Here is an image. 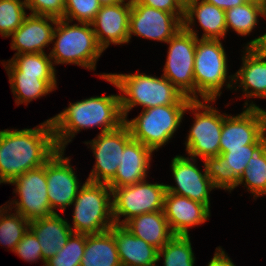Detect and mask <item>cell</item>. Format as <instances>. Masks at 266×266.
<instances>
[{
    "label": "cell",
    "instance_id": "6da1fadb",
    "mask_svg": "<svg viewBox=\"0 0 266 266\" xmlns=\"http://www.w3.org/2000/svg\"><path fill=\"white\" fill-rule=\"evenodd\" d=\"M50 119L34 128L0 131V185L43 166L56 152Z\"/></svg>",
    "mask_w": 266,
    "mask_h": 266
},
{
    "label": "cell",
    "instance_id": "7a4b0ae2",
    "mask_svg": "<svg viewBox=\"0 0 266 266\" xmlns=\"http://www.w3.org/2000/svg\"><path fill=\"white\" fill-rule=\"evenodd\" d=\"M120 94L92 96L69 103V106L56 114L50 121L57 148L65 150L66 145L82 129L100 128L101 133L119 128L124 124Z\"/></svg>",
    "mask_w": 266,
    "mask_h": 266
},
{
    "label": "cell",
    "instance_id": "3957f363",
    "mask_svg": "<svg viewBox=\"0 0 266 266\" xmlns=\"http://www.w3.org/2000/svg\"><path fill=\"white\" fill-rule=\"evenodd\" d=\"M98 76L120 91L124 119H127L128 113L135 106L148 109L164 105H188L192 101L163 75L156 77L137 72L135 74L103 73Z\"/></svg>",
    "mask_w": 266,
    "mask_h": 266
},
{
    "label": "cell",
    "instance_id": "277c9868",
    "mask_svg": "<svg viewBox=\"0 0 266 266\" xmlns=\"http://www.w3.org/2000/svg\"><path fill=\"white\" fill-rule=\"evenodd\" d=\"M53 48L49 56L53 65L74 64L95 71L104 50L99 46L92 24L57 19Z\"/></svg>",
    "mask_w": 266,
    "mask_h": 266
},
{
    "label": "cell",
    "instance_id": "5b68a950",
    "mask_svg": "<svg viewBox=\"0 0 266 266\" xmlns=\"http://www.w3.org/2000/svg\"><path fill=\"white\" fill-rule=\"evenodd\" d=\"M227 60L220 39L197 38L194 59L195 100L216 101L224 85L230 91L233 89L234 75L228 74Z\"/></svg>",
    "mask_w": 266,
    "mask_h": 266
},
{
    "label": "cell",
    "instance_id": "8992f818",
    "mask_svg": "<svg viewBox=\"0 0 266 266\" xmlns=\"http://www.w3.org/2000/svg\"><path fill=\"white\" fill-rule=\"evenodd\" d=\"M71 205L74 206L73 226L69 225L73 233L100 234L109 231L115 224L112 190L105 183L85 180Z\"/></svg>",
    "mask_w": 266,
    "mask_h": 266
},
{
    "label": "cell",
    "instance_id": "52a82bcc",
    "mask_svg": "<svg viewBox=\"0 0 266 266\" xmlns=\"http://www.w3.org/2000/svg\"><path fill=\"white\" fill-rule=\"evenodd\" d=\"M188 105H164L142 109L141 113L124 120L132 139L140 141L154 152L171 140L181 126Z\"/></svg>",
    "mask_w": 266,
    "mask_h": 266
},
{
    "label": "cell",
    "instance_id": "ba28073f",
    "mask_svg": "<svg viewBox=\"0 0 266 266\" xmlns=\"http://www.w3.org/2000/svg\"><path fill=\"white\" fill-rule=\"evenodd\" d=\"M212 102L215 100H192L186 108L195 117L185 141V150L190 158L204 160L220 155L223 113L213 107Z\"/></svg>",
    "mask_w": 266,
    "mask_h": 266
},
{
    "label": "cell",
    "instance_id": "9c48e42d",
    "mask_svg": "<svg viewBox=\"0 0 266 266\" xmlns=\"http://www.w3.org/2000/svg\"><path fill=\"white\" fill-rule=\"evenodd\" d=\"M111 190L115 224L123 225L134 216L163 210L166 184H153L145 179L134 185ZM121 217L124 219L121 220Z\"/></svg>",
    "mask_w": 266,
    "mask_h": 266
},
{
    "label": "cell",
    "instance_id": "30bf717a",
    "mask_svg": "<svg viewBox=\"0 0 266 266\" xmlns=\"http://www.w3.org/2000/svg\"><path fill=\"white\" fill-rule=\"evenodd\" d=\"M197 37L181 28L169 45L163 68L166 77L184 96L195 100L194 59Z\"/></svg>",
    "mask_w": 266,
    "mask_h": 266
},
{
    "label": "cell",
    "instance_id": "8fae6325",
    "mask_svg": "<svg viewBox=\"0 0 266 266\" xmlns=\"http://www.w3.org/2000/svg\"><path fill=\"white\" fill-rule=\"evenodd\" d=\"M10 184L15 186L13 193H16V197L19 198L5 202L11 210L15 208V212L29 221L54 214L48 201L46 163L18 176Z\"/></svg>",
    "mask_w": 266,
    "mask_h": 266
},
{
    "label": "cell",
    "instance_id": "7c38bea8",
    "mask_svg": "<svg viewBox=\"0 0 266 266\" xmlns=\"http://www.w3.org/2000/svg\"><path fill=\"white\" fill-rule=\"evenodd\" d=\"M131 139L130 130L124 123L115 130L100 132L91 141H85L95 156V164L86 180L108 184L115 177L124 147Z\"/></svg>",
    "mask_w": 266,
    "mask_h": 266
},
{
    "label": "cell",
    "instance_id": "4fadbf2b",
    "mask_svg": "<svg viewBox=\"0 0 266 266\" xmlns=\"http://www.w3.org/2000/svg\"><path fill=\"white\" fill-rule=\"evenodd\" d=\"M242 110L236 116L223 113L220 154L227 149L260 144L266 138V110L260 107H243Z\"/></svg>",
    "mask_w": 266,
    "mask_h": 266
},
{
    "label": "cell",
    "instance_id": "5bb4252c",
    "mask_svg": "<svg viewBox=\"0 0 266 266\" xmlns=\"http://www.w3.org/2000/svg\"><path fill=\"white\" fill-rule=\"evenodd\" d=\"M184 16H175L137 1H131L129 42L131 37L167 43L181 28Z\"/></svg>",
    "mask_w": 266,
    "mask_h": 266
},
{
    "label": "cell",
    "instance_id": "9a60e30c",
    "mask_svg": "<svg viewBox=\"0 0 266 266\" xmlns=\"http://www.w3.org/2000/svg\"><path fill=\"white\" fill-rule=\"evenodd\" d=\"M65 150L57 152L46 162L47 194L50 208L65 212L77 196L81 183L70 164L71 157H65ZM57 208V209H56Z\"/></svg>",
    "mask_w": 266,
    "mask_h": 266
},
{
    "label": "cell",
    "instance_id": "2e32d148",
    "mask_svg": "<svg viewBox=\"0 0 266 266\" xmlns=\"http://www.w3.org/2000/svg\"><path fill=\"white\" fill-rule=\"evenodd\" d=\"M197 159L176 155L171 160V172L174 185L166 184V192L185 196L193 201L206 205L210 209V192L216 189L205 167L202 170L196 165Z\"/></svg>",
    "mask_w": 266,
    "mask_h": 266
},
{
    "label": "cell",
    "instance_id": "e0dca14e",
    "mask_svg": "<svg viewBox=\"0 0 266 266\" xmlns=\"http://www.w3.org/2000/svg\"><path fill=\"white\" fill-rule=\"evenodd\" d=\"M131 0L100 6L91 23L99 46L105 51L109 45L129 43Z\"/></svg>",
    "mask_w": 266,
    "mask_h": 266
},
{
    "label": "cell",
    "instance_id": "ac0fdd59",
    "mask_svg": "<svg viewBox=\"0 0 266 266\" xmlns=\"http://www.w3.org/2000/svg\"><path fill=\"white\" fill-rule=\"evenodd\" d=\"M241 52L242 66L234 73L233 89L237 91L241 88L242 97L247 98L244 108L259 107L253 101L250 103L249 99L266 98V53L256 47H245Z\"/></svg>",
    "mask_w": 266,
    "mask_h": 266
},
{
    "label": "cell",
    "instance_id": "d6986e66",
    "mask_svg": "<svg viewBox=\"0 0 266 266\" xmlns=\"http://www.w3.org/2000/svg\"><path fill=\"white\" fill-rule=\"evenodd\" d=\"M57 19L54 17L29 14L10 36L11 50L22 53H46L45 47L52 44Z\"/></svg>",
    "mask_w": 266,
    "mask_h": 266
},
{
    "label": "cell",
    "instance_id": "ffe728a7",
    "mask_svg": "<svg viewBox=\"0 0 266 266\" xmlns=\"http://www.w3.org/2000/svg\"><path fill=\"white\" fill-rule=\"evenodd\" d=\"M210 211L206 205L185 196L165 193L163 212L174 235H189V228L209 220Z\"/></svg>",
    "mask_w": 266,
    "mask_h": 266
},
{
    "label": "cell",
    "instance_id": "44dd1931",
    "mask_svg": "<svg viewBox=\"0 0 266 266\" xmlns=\"http://www.w3.org/2000/svg\"><path fill=\"white\" fill-rule=\"evenodd\" d=\"M203 30L200 39H224L227 34L225 11L203 0H185L183 28L199 38L196 20Z\"/></svg>",
    "mask_w": 266,
    "mask_h": 266
},
{
    "label": "cell",
    "instance_id": "7402d4cb",
    "mask_svg": "<svg viewBox=\"0 0 266 266\" xmlns=\"http://www.w3.org/2000/svg\"><path fill=\"white\" fill-rule=\"evenodd\" d=\"M153 152L140 141L131 139L124 147L115 177L107 185L121 188L147 179Z\"/></svg>",
    "mask_w": 266,
    "mask_h": 266
},
{
    "label": "cell",
    "instance_id": "603a6c76",
    "mask_svg": "<svg viewBox=\"0 0 266 266\" xmlns=\"http://www.w3.org/2000/svg\"><path fill=\"white\" fill-rule=\"evenodd\" d=\"M11 92L17 105L32 102L57 89L56 75H31L20 72L9 60L3 61Z\"/></svg>",
    "mask_w": 266,
    "mask_h": 266
},
{
    "label": "cell",
    "instance_id": "cb8c5ba5",
    "mask_svg": "<svg viewBox=\"0 0 266 266\" xmlns=\"http://www.w3.org/2000/svg\"><path fill=\"white\" fill-rule=\"evenodd\" d=\"M29 229L40 243L45 262L66 245L73 233L69 222L59 213L30 221Z\"/></svg>",
    "mask_w": 266,
    "mask_h": 266
},
{
    "label": "cell",
    "instance_id": "d4e9b609",
    "mask_svg": "<svg viewBox=\"0 0 266 266\" xmlns=\"http://www.w3.org/2000/svg\"><path fill=\"white\" fill-rule=\"evenodd\" d=\"M122 266H157L158 249L132 235L123 225L111 228Z\"/></svg>",
    "mask_w": 266,
    "mask_h": 266
},
{
    "label": "cell",
    "instance_id": "484cf974",
    "mask_svg": "<svg viewBox=\"0 0 266 266\" xmlns=\"http://www.w3.org/2000/svg\"><path fill=\"white\" fill-rule=\"evenodd\" d=\"M134 236L158 250L173 236L163 210L134 216L123 224Z\"/></svg>",
    "mask_w": 266,
    "mask_h": 266
},
{
    "label": "cell",
    "instance_id": "4316f807",
    "mask_svg": "<svg viewBox=\"0 0 266 266\" xmlns=\"http://www.w3.org/2000/svg\"><path fill=\"white\" fill-rule=\"evenodd\" d=\"M80 266H122L111 229L104 233L87 235Z\"/></svg>",
    "mask_w": 266,
    "mask_h": 266
},
{
    "label": "cell",
    "instance_id": "83f0119b",
    "mask_svg": "<svg viewBox=\"0 0 266 266\" xmlns=\"http://www.w3.org/2000/svg\"><path fill=\"white\" fill-rule=\"evenodd\" d=\"M239 185H243L254 200L266 195V138L253 150L247 167L239 178Z\"/></svg>",
    "mask_w": 266,
    "mask_h": 266
},
{
    "label": "cell",
    "instance_id": "f1b7e54d",
    "mask_svg": "<svg viewBox=\"0 0 266 266\" xmlns=\"http://www.w3.org/2000/svg\"><path fill=\"white\" fill-rule=\"evenodd\" d=\"M262 2H245L225 11L227 32L233 29L238 35H250L258 26L259 18H264Z\"/></svg>",
    "mask_w": 266,
    "mask_h": 266
},
{
    "label": "cell",
    "instance_id": "f546056e",
    "mask_svg": "<svg viewBox=\"0 0 266 266\" xmlns=\"http://www.w3.org/2000/svg\"><path fill=\"white\" fill-rule=\"evenodd\" d=\"M10 211L12 210L5 204L0 206V245L10 248L13 252L29 230L30 221L21 214Z\"/></svg>",
    "mask_w": 266,
    "mask_h": 266
},
{
    "label": "cell",
    "instance_id": "4dcf8cb0",
    "mask_svg": "<svg viewBox=\"0 0 266 266\" xmlns=\"http://www.w3.org/2000/svg\"><path fill=\"white\" fill-rule=\"evenodd\" d=\"M192 249L189 235H174L158 250V262L163 257V266H194L196 257Z\"/></svg>",
    "mask_w": 266,
    "mask_h": 266
},
{
    "label": "cell",
    "instance_id": "1f68e13d",
    "mask_svg": "<svg viewBox=\"0 0 266 266\" xmlns=\"http://www.w3.org/2000/svg\"><path fill=\"white\" fill-rule=\"evenodd\" d=\"M86 234L72 233L64 247L46 261L45 266H80L84 256Z\"/></svg>",
    "mask_w": 266,
    "mask_h": 266
},
{
    "label": "cell",
    "instance_id": "d6a6232c",
    "mask_svg": "<svg viewBox=\"0 0 266 266\" xmlns=\"http://www.w3.org/2000/svg\"><path fill=\"white\" fill-rule=\"evenodd\" d=\"M24 0H0V34L3 38L10 35L23 23L26 16Z\"/></svg>",
    "mask_w": 266,
    "mask_h": 266
},
{
    "label": "cell",
    "instance_id": "836d02e7",
    "mask_svg": "<svg viewBox=\"0 0 266 266\" xmlns=\"http://www.w3.org/2000/svg\"><path fill=\"white\" fill-rule=\"evenodd\" d=\"M9 61L20 71L31 75H56L52 59L46 53H22Z\"/></svg>",
    "mask_w": 266,
    "mask_h": 266
},
{
    "label": "cell",
    "instance_id": "e575fe53",
    "mask_svg": "<svg viewBox=\"0 0 266 266\" xmlns=\"http://www.w3.org/2000/svg\"><path fill=\"white\" fill-rule=\"evenodd\" d=\"M206 174L216 189L227 190L231 193L238 187L239 177L234 170L225 168L224 158L221 155L205 158L203 161Z\"/></svg>",
    "mask_w": 266,
    "mask_h": 266
},
{
    "label": "cell",
    "instance_id": "d590c367",
    "mask_svg": "<svg viewBox=\"0 0 266 266\" xmlns=\"http://www.w3.org/2000/svg\"><path fill=\"white\" fill-rule=\"evenodd\" d=\"M98 0H65L63 19L81 23H92L100 9Z\"/></svg>",
    "mask_w": 266,
    "mask_h": 266
},
{
    "label": "cell",
    "instance_id": "8d00e7d4",
    "mask_svg": "<svg viewBox=\"0 0 266 266\" xmlns=\"http://www.w3.org/2000/svg\"><path fill=\"white\" fill-rule=\"evenodd\" d=\"M258 145L250 144L244 145V148L227 149L224 153L220 154L224 158L225 168L227 170H234V173L240 178L247 167L253 150Z\"/></svg>",
    "mask_w": 266,
    "mask_h": 266
},
{
    "label": "cell",
    "instance_id": "74e56055",
    "mask_svg": "<svg viewBox=\"0 0 266 266\" xmlns=\"http://www.w3.org/2000/svg\"><path fill=\"white\" fill-rule=\"evenodd\" d=\"M21 259L27 262H37L42 261L45 266V261L43 260L42 251L40 243L34 233L29 229L21 241L15 246L13 251Z\"/></svg>",
    "mask_w": 266,
    "mask_h": 266
},
{
    "label": "cell",
    "instance_id": "f35d334b",
    "mask_svg": "<svg viewBox=\"0 0 266 266\" xmlns=\"http://www.w3.org/2000/svg\"><path fill=\"white\" fill-rule=\"evenodd\" d=\"M31 14L62 19L65 13V0H24Z\"/></svg>",
    "mask_w": 266,
    "mask_h": 266
},
{
    "label": "cell",
    "instance_id": "ab89813d",
    "mask_svg": "<svg viewBox=\"0 0 266 266\" xmlns=\"http://www.w3.org/2000/svg\"><path fill=\"white\" fill-rule=\"evenodd\" d=\"M149 7L173 13L175 16H184L185 0H131Z\"/></svg>",
    "mask_w": 266,
    "mask_h": 266
},
{
    "label": "cell",
    "instance_id": "60d3db41",
    "mask_svg": "<svg viewBox=\"0 0 266 266\" xmlns=\"http://www.w3.org/2000/svg\"><path fill=\"white\" fill-rule=\"evenodd\" d=\"M233 260L225 253L224 249L216 247L213 258L210 260L207 266H236Z\"/></svg>",
    "mask_w": 266,
    "mask_h": 266
},
{
    "label": "cell",
    "instance_id": "b9f144b4",
    "mask_svg": "<svg viewBox=\"0 0 266 266\" xmlns=\"http://www.w3.org/2000/svg\"><path fill=\"white\" fill-rule=\"evenodd\" d=\"M203 1L210 4H214L218 8L223 9L224 11L245 3L243 0H203Z\"/></svg>",
    "mask_w": 266,
    "mask_h": 266
},
{
    "label": "cell",
    "instance_id": "7bdbcfd3",
    "mask_svg": "<svg viewBox=\"0 0 266 266\" xmlns=\"http://www.w3.org/2000/svg\"><path fill=\"white\" fill-rule=\"evenodd\" d=\"M264 17L266 18V14ZM244 47H256L261 52L266 53V33L260 35V37L250 40Z\"/></svg>",
    "mask_w": 266,
    "mask_h": 266
},
{
    "label": "cell",
    "instance_id": "ee69618b",
    "mask_svg": "<svg viewBox=\"0 0 266 266\" xmlns=\"http://www.w3.org/2000/svg\"><path fill=\"white\" fill-rule=\"evenodd\" d=\"M120 1H123V0H98L99 4L101 6H103V5H112V4L118 3Z\"/></svg>",
    "mask_w": 266,
    "mask_h": 266
},
{
    "label": "cell",
    "instance_id": "f6af8a7d",
    "mask_svg": "<svg viewBox=\"0 0 266 266\" xmlns=\"http://www.w3.org/2000/svg\"><path fill=\"white\" fill-rule=\"evenodd\" d=\"M264 14H266V0H262Z\"/></svg>",
    "mask_w": 266,
    "mask_h": 266
},
{
    "label": "cell",
    "instance_id": "bcb514c9",
    "mask_svg": "<svg viewBox=\"0 0 266 266\" xmlns=\"http://www.w3.org/2000/svg\"><path fill=\"white\" fill-rule=\"evenodd\" d=\"M244 2H262V0H243Z\"/></svg>",
    "mask_w": 266,
    "mask_h": 266
}]
</instances>
